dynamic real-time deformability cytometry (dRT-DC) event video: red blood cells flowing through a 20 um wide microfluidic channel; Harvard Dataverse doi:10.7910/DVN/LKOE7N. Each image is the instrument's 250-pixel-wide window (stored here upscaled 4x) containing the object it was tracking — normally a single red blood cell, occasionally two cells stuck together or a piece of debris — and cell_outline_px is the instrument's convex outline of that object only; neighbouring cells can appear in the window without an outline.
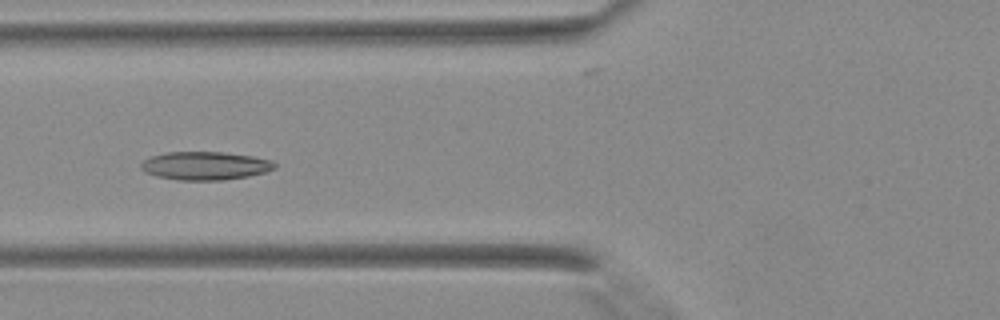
{"species": "Egyptian fruit bat (a non-hibernating species)", "species_latin": "Rousettus aegyptiacus", "temperature_condition": "warm", "stored_images_in_passage": 4, "camera_frame_rate_fps": 3000, "um_per_image_px": 0.085, "animal": {"sex": "female"}, "frame": {"image": 1, "passage_image": 4, "time_ms": 1.0, "image_size_px": [1000, 320], "cell_outline_px": [[276, 168], [264, 172], [248, 176], [224, 180], [180, 180], [156, 176], [144, 172], [140, 168], [140, 164], [144, 160], [152, 156], [168, 152], [224, 152], [252, 156], [272, 160], [276, 164]], "centroid_in_image_um": [17.44, 14.09], "position_along_channel_um": 108.4, "area_um2": 22.02}}